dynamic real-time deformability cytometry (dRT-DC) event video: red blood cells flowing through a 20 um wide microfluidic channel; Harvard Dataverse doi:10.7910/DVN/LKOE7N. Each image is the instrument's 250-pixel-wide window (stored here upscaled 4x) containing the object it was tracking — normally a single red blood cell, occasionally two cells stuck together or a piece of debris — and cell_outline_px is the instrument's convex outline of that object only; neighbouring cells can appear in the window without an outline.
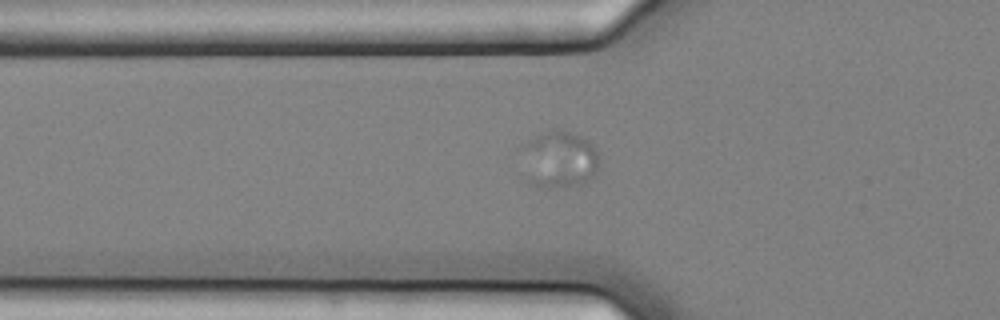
{"species": "common noctule bat (a hibernating species)", "species_latin": "Nyctalus noctula", "temperature_condition": "cold", "stored_images_in_passage": 59, "camera_frame_rate_fps": 3000, "um_per_image_px": 0.085, "animal": {"sex": "female", "body_mass_g": 25.1}, "frame": {"image": 1, "passage_image": 22, "time_ms": 7.0, "image_size_px": [1000, 320], "cell_outline_px": [[600, 164], [596, 176], [584, 184], [548, 188], [532, 184], [528, 180], [516, 148], [528, 140], [552, 128], [560, 128], [580, 136], [592, 144], [600, 152]], "centroid_in_image_um": [47.51, 13.53], "position_along_channel_um": 78.3, "area_um2": 26.99}}
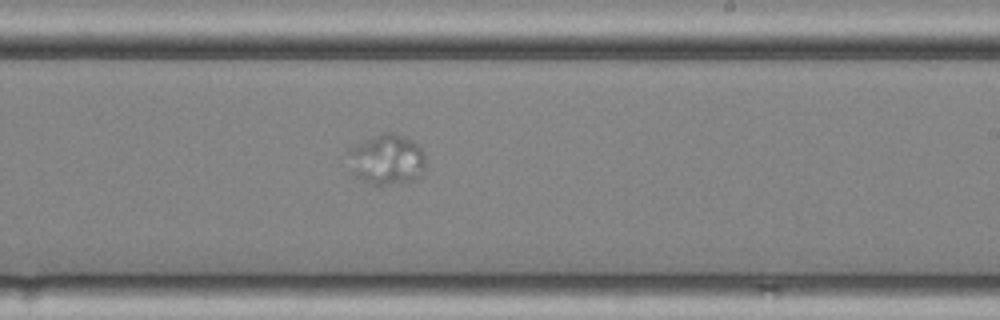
{"frame": {"image": 2, "passage_image": 37, "time_ms": 12.0, "image_size_px": [1000, 320], "cell_outline_px": [[424, 168], [420, 176], [412, 180], [376, 188], [356, 176], [352, 172], [348, 152], [348, 148], [352, 144], [380, 132], [392, 132], [412, 140], [420, 148], [424, 156]], "centroid_in_image_um": [32.82, 13.56], "position_along_channel_um": 256.2, "area_um2": 23.18}}
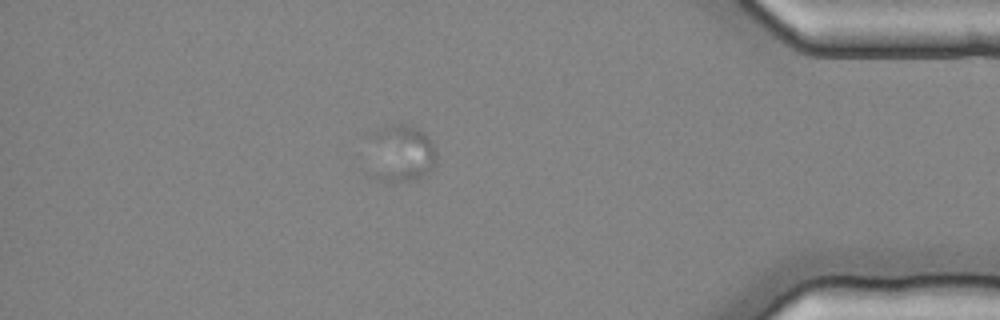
{"frame": {"image": 3, "passage_image": 52, "time_ms": 17.0, "image_size_px": [1000, 320], "cell_outline_px": [[436, 164], [424, 176], [416, 180], [380, 180], [372, 176], [372, 136], [376, 132], [400, 120], [420, 128], [428, 136], [436, 152]], "centroid_in_image_um": [34.16, 13.0], "position_along_channel_um": 401.0, "area_um2": 22.54}}